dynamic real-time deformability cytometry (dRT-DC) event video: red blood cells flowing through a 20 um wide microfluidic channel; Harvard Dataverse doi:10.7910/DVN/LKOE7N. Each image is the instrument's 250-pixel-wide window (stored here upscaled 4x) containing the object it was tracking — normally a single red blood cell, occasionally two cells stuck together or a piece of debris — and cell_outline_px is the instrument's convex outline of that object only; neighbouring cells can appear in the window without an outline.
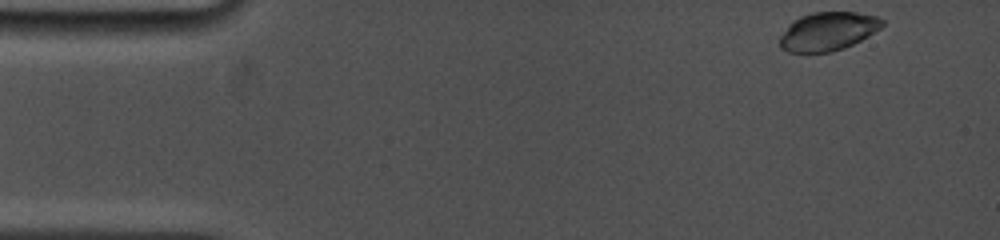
{"species": "common noctule bat (a hibernating species)", "species_latin": "Nyctalus noctula", "temperature_condition": "cold", "stored_images_in_passage": 33, "camera_frame_rate_fps": 5000, "um_per_image_px": 0.085, "animal": {"sex": "female", "body_mass_g": 19.0, "forearm_length_mm": 53.3}, "frame": {"image": 1, "passage_image": 1, "time_ms": 0.0, "image_size_px": [1000, 240], "cell_outline_px": [[884, 24], [880, 28], [868, 36], [844, 48], [832, 52], [788, 52], [780, 48], [780, 36], [788, 24], [792, 20], [800, 16], [812, 12], [856, 12], [876, 16], [884, 20]], "centroid_in_image_um": [70.35, 2.66], "position_along_channel_um": 14.6, "area_um2": 23.06}}
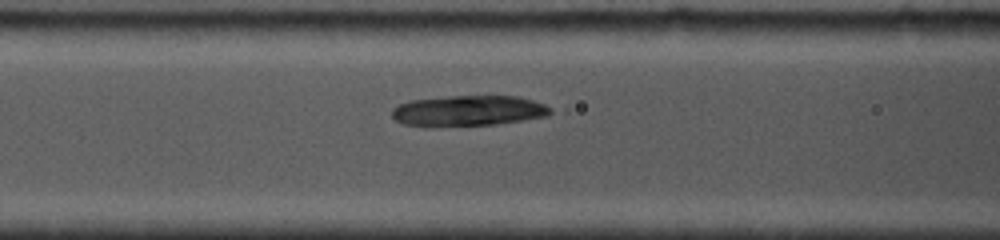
{"frame": {"image": 2, "passage_image": 24, "time_ms": 5.6, "image_size_px": [1000, 240], "cell_outline_px": [[552, 112], [548, 116], [496, 124], [424, 128], [404, 124], [396, 120], [392, 116], [392, 108], [400, 104], [412, 100], [448, 96], [520, 96], [544, 104], [552, 108]], "centroid_in_image_um": [39.78, 9.43], "position_along_channel_um": 126.8, "area_um2": 28.73}}
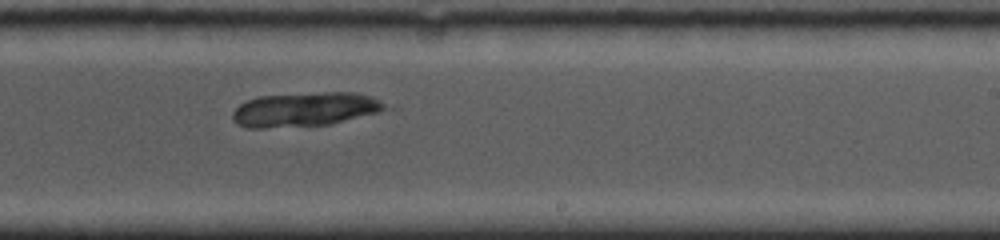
{"frame": {"image": 3, "passage_image": 33, "time_ms": 9.2, "image_size_px": [1000, 240], "cell_outline_px": [[388, 108], [380, 112], [328, 124], [264, 128], [244, 128], [236, 124], [232, 120], [232, 112], [240, 104], [248, 100], [260, 96], [328, 92], [352, 92], [372, 96], [388, 104]], "centroid_in_image_um": [25.91, 9.3], "position_along_channel_um": 263.1, "area_um2": 30.35}}